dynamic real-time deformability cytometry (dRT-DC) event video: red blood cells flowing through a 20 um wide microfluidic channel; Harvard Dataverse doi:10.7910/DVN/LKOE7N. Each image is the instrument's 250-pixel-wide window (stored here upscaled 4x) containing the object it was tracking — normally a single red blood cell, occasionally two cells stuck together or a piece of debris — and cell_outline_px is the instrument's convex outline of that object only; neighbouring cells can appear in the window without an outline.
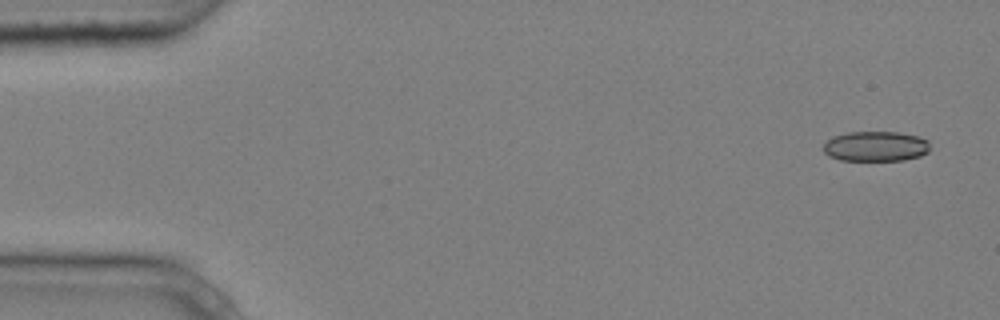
{"species": "common noctule bat (a hibernating species)", "species_latin": "Nyctalus noctula", "temperature_condition": "cold", "stored_images_in_passage": 9, "camera_frame_rate_fps": 3000, "um_per_image_px": 0.085, "animal": {"sex": "male", "body_mass_g": 20.4}, "frame": {"image": 1, "passage_image": 1, "time_ms": 0.0, "image_size_px": [1000, 320], "cell_outline_px": [[928, 152], [920, 156], [904, 160], [840, 160], [828, 156], [824, 152], [824, 144], [832, 136], [848, 132], [900, 132], [920, 136], [928, 140]], "centroid_in_image_um": [74.43, 12.43], "position_along_channel_um": 10.6, "area_um2": 18.79}}
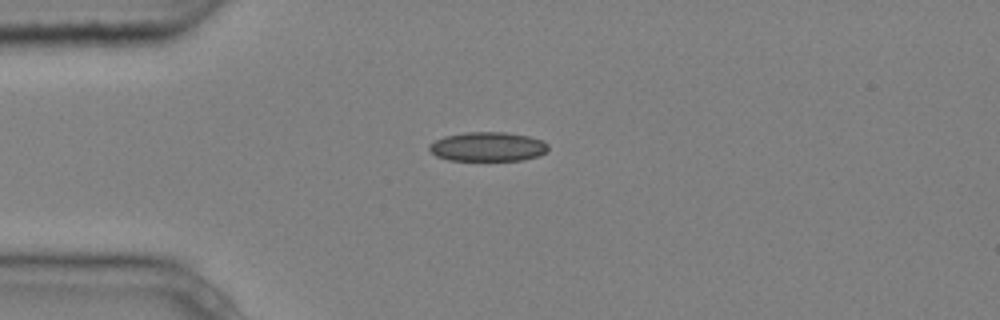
{"frame": {"image": 2, "passage_image": 4, "time_ms": 1.0, "image_size_px": [1000, 320], "cell_outline_px": [[548, 148], [540, 156], [524, 160], [448, 160], [436, 156], [428, 148], [428, 144], [444, 136], [464, 132], [504, 132], [528, 136], [544, 140], [548, 144]], "centroid_in_image_um": [41.46, 12.46], "position_along_channel_um": 43.5, "area_um2": 20.4}}
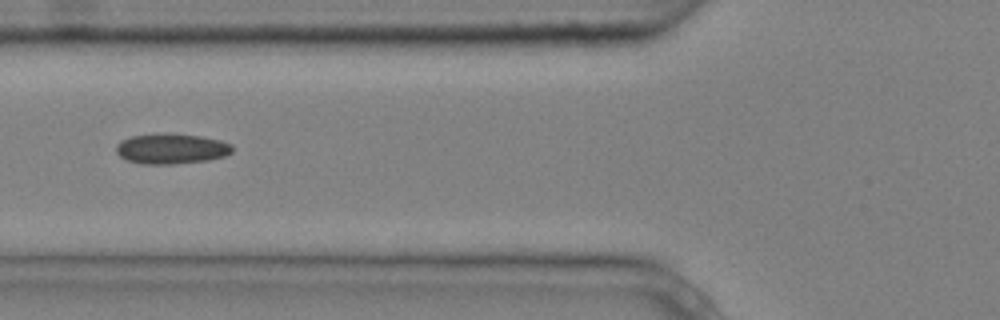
{"frame": {"image": 3, "passage_image": 6, "time_ms": 1.667, "image_size_px": [1000, 320], "cell_outline_px": [[232, 152], [224, 156], [208, 160], [172, 164], [144, 164], [128, 160], [120, 156], [116, 152], [116, 144], [120, 140], [132, 136], [164, 132], [168, 132], [200, 136], [220, 140], [232, 144]], "centroid_in_image_um": [14.55, 12.62], "position_along_channel_um": 111.2, "area_um2": 20.69}}